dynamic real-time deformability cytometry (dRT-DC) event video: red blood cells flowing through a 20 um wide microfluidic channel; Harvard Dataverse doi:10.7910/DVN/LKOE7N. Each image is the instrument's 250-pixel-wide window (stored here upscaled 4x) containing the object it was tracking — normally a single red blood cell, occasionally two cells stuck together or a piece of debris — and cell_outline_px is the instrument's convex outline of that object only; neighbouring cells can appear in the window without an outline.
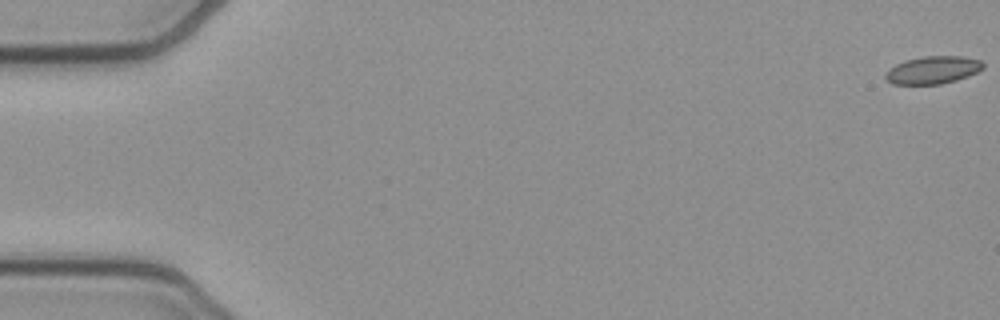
{"species": "common noctule bat (a hibernating species)", "species_latin": "Nyctalus noctula", "temperature_condition": "cold", "stored_images_in_passage": 53, "camera_frame_rate_fps": 3000, "um_per_image_px": 0.085, "animal": {"sex": "female", "body_mass_g": 21.9}, "frame": {"image": 1, "passage_image": 1, "time_ms": 0.0, "image_size_px": [1000, 320], "cell_outline_px": [[984, 68], [968, 76], [956, 80], [940, 84], [892, 84], [884, 76], [896, 64], [904, 60], [924, 56], [960, 56], [980, 60], [984, 64]], "centroid_in_image_um": [79.31, 5.94], "position_along_channel_um": 5.7, "area_um2": 15.55}}
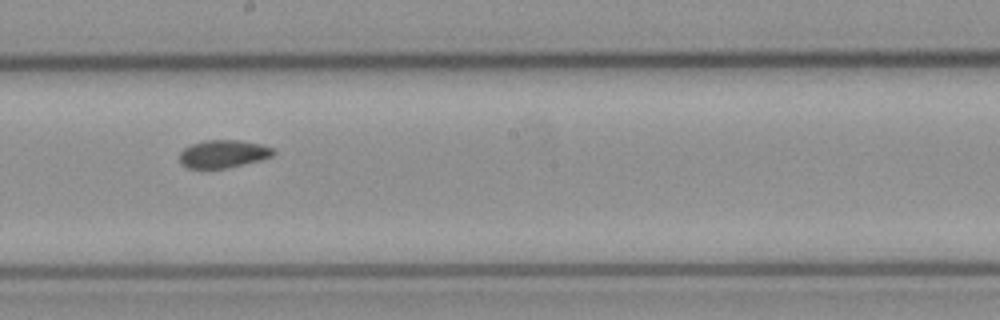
{"frame": {"image": 2, "passage_image": 30, "time_ms": 9.667, "image_size_px": [1000, 320], "cell_outline_px": [[276, 152], [272, 156], [260, 160], [228, 168], [188, 168], [180, 164], [180, 152], [184, 148], [192, 144], [204, 140], [240, 140], [260, 144], [272, 148]], "centroid_in_image_um": [18.96, 13.08], "position_along_channel_um": 229.2, "area_um2": 15.2}}
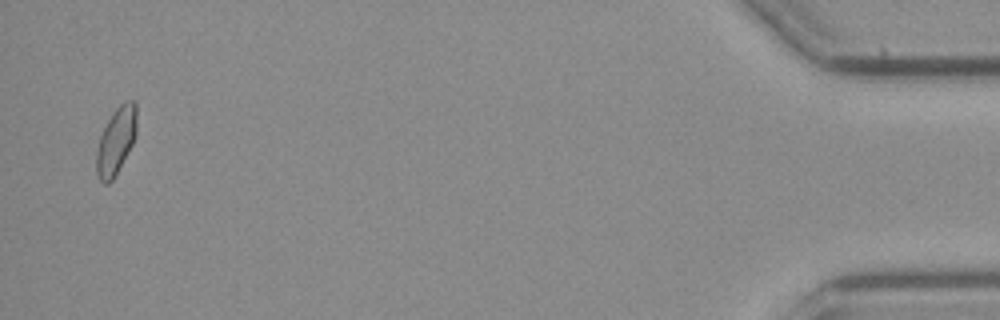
{"frame": {"image": 3, "passage_image": 52, "time_ms": 17.0, "image_size_px": [1000, 320], "cell_outline_px": [[136, 136], [132, 144], [112, 180], [108, 184], [104, 184], [96, 176], [96, 152], [100, 136], [112, 112], [120, 104], [128, 100], [136, 100]], "centroid_in_image_um": [9.85, 11.96], "position_along_channel_um": 425.3, "area_um2": 15.61}, "authors_computed_cell_mechanics": {"area_um2": 15.606, "velocity_mm_per_s": 3.9259, "shape_relaxation_time_tau1_ms": 4.802, "shape_relaxation_time_tau2_ms": 3.7589, "deformation_change_tau1": 0.0888, "deformation_change_tau2": 0.0644}}